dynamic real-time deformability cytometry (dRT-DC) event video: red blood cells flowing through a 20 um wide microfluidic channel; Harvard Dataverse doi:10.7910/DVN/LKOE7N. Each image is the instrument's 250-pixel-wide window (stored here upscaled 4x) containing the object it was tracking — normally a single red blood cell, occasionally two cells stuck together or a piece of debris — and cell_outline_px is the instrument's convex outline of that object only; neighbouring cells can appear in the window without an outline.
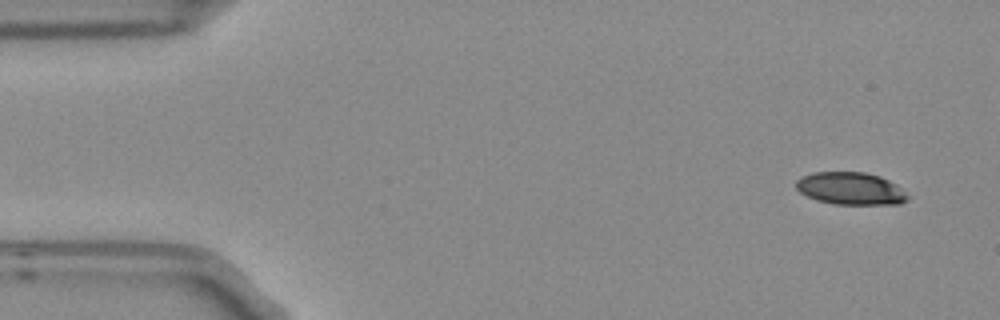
{"species": "Egyptian fruit bat (a non-hibernating species)", "species_latin": "Rousettus aegyptiacus", "temperature_condition": "room temperature", "stored_images_in_passage": 5, "camera_frame_rate_fps": 3000, "um_per_image_px": 0.085, "frame": {"image": 1, "passage_image": 1, "time_ms": 0.0, "image_size_px": [1000, 320], "cell_outline_px": [[908, 200], [900, 204], [832, 204], [816, 200], [800, 192], [796, 188], [796, 180], [800, 176], [812, 172], [864, 172], [880, 176], [896, 184], [908, 196]], "centroid_in_image_um": [72.27, 16.02], "position_along_channel_um": 12.7, "area_um2": 21.15}}